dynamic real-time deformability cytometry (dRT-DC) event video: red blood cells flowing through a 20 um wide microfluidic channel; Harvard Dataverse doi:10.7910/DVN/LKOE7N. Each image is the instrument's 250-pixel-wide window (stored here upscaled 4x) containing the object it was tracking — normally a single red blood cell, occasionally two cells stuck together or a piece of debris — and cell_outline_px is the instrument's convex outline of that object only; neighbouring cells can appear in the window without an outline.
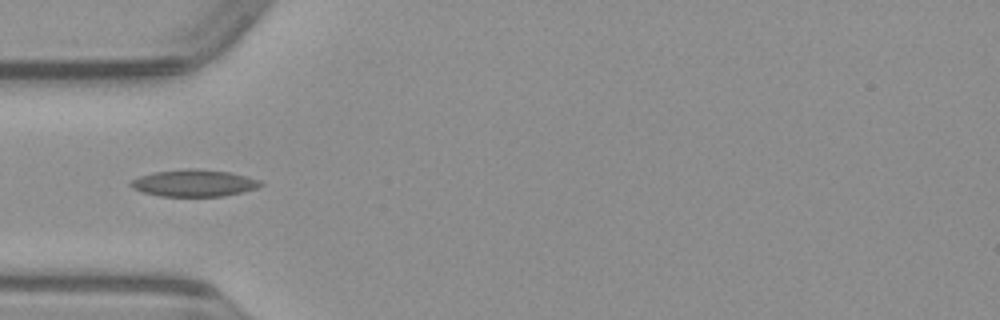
{"species": "common noctule bat (a hibernating species)", "species_latin": "Nyctalus noctula", "temperature_condition": "warm", "stored_images_in_passage": 21, "camera_frame_rate_fps": 3000, "um_per_image_px": 0.085, "animal": {"sex": "male", "body_mass_g": 23.1, "forearm_length_mm": 52.7}, "frame": {"image": 1, "passage_image": 1, "time_ms": 0.0, "image_size_px": [1000, 320], "cell_outline_px": [[264, 184], [256, 188], [244, 192], [224, 196], [160, 196], [144, 192], [132, 188], [128, 184], [132, 180], [140, 176], [156, 172], [192, 168], [228, 172], [260, 180]], "centroid_in_image_um": [16.5, 15.57], "position_along_channel_um": 68.5, "area_um2": 20.11}}
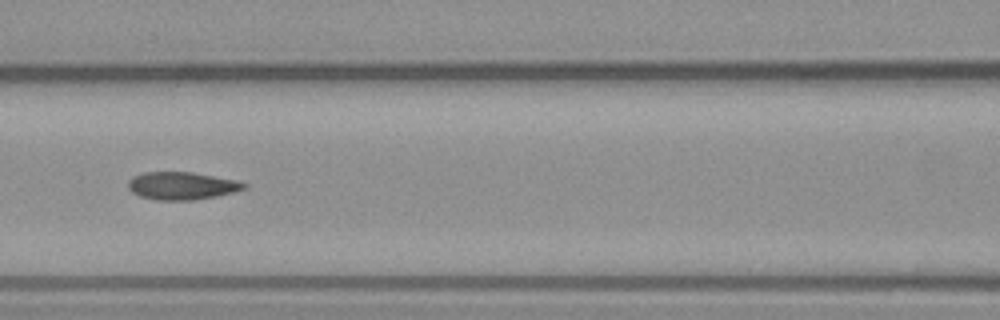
{"frame": {"image": 2, "passage_image": 7, "time_ms": 2.0, "image_size_px": [1000, 320], "cell_outline_px": [[248, 188], [236, 192], [216, 196], [192, 200], [160, 200], [140, 196], [132, 192], [128, 188], [128, 180], [132, 176], [144, 172], [192, 172], [236, 180], [248, 184]], "centroid_in_image_um": [15.48, 15.79], "position_along_channel_um": 151.1, "area_um2": 18.79}}
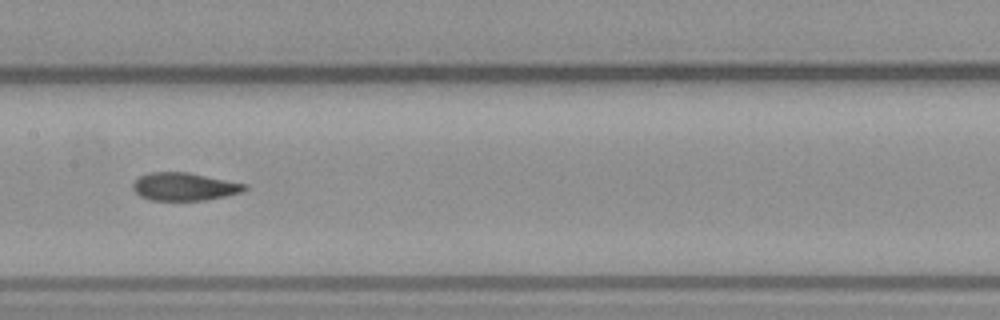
{"frame": {"image": 3, "passage_image": 10, "time_ms": 3.0, "image_size_px": [1000, 320], "cell_outline_px": [[248, 188], [240, 192], [224, 196], [204, 200], [148, 200], [140, 196], [132, 188], [132, 184], [140, 176], [148, 172], [188, 172], [248, 184]], "centroid_in_image_um": [15.65, 15.86], "position_along_channel_um": 191.7, "area_um2": 18.15}}